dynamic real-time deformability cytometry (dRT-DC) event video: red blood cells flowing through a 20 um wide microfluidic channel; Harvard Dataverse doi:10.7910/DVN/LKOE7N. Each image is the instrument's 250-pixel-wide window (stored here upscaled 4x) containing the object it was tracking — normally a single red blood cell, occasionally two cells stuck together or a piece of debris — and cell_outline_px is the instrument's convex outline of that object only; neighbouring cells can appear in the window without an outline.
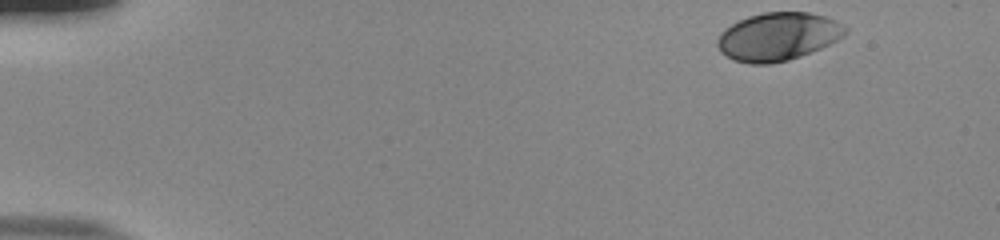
{"species": "human", "species_latin": "Homo sapiens", "temperature_condition": "room temperature", "stored_images_in_passage": 50, "camera_frame_rate_fps": 3000, "um_per_image_px": 0.085, "donor": {"sex": "male"}, "frame": {"image": 1, "passage_image": 1, "time_ms": 0.0, "image_size_px": [1000, 240], "cell_outline_px": [[848, 32], [844, 36], [820, 48], [800, 56], [788, 60], [768, 64], [748, 64], [732, 60], [720, 52], [716, 44], [716, 40], [720, 32], [724, 28], [748, 16], [764, 12], [808, 12], [824, 16], [836, 20], [844, 24], [848, 28]], "centroid_in_image_um": [66.1, 3.11], "position_along_channel_um": 18.9, "area_um2": 36.07}}
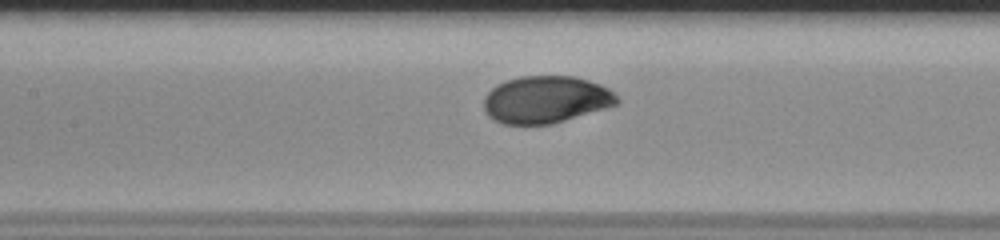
{"frame": {"image": 2, "passage_image": 22, "time_ms": 7.0, "image_size_px": [1000, 240], "cell_outline_px": [[620, 104], [552, 124], [504, 124], [492, 120], [484, 112], [484, 96], [496, 84], [520, 76], [572, 76], [588, 80], [600, 84], [608, 88], [620, 100]], "centroid_in_image_um": [46.39, 8.47], "position_along_channel_um": 161.0, "area_um2": 36.82}}
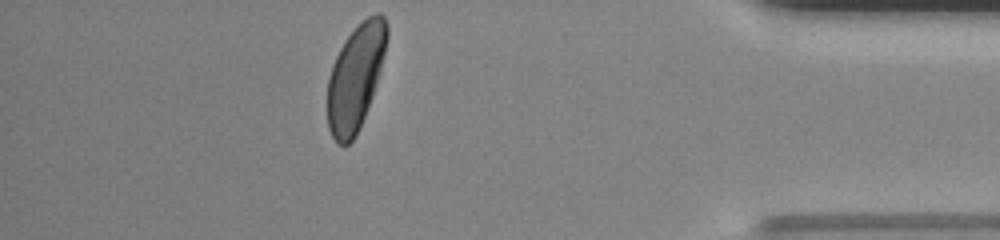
{"frame": {"image": 3, "passage_image": 44, "time_ms": 14.333, "image_size_px": [1000, 240], "cell_outline_px": [[388, 36], [380, 68], [372, 96], [356, 136], [348, 144], [336, 144], [328, 128], [328, 76], [332, 64], [344, 40], [368, 16], [376, 12], [380, 12], [384, 16], [388, 24]], "centroid_in_image_um": [30.21, 6.56], "position_along_channel_um": 405.0, "area_um2": 36.07}, "authors_computed_cell_mechanics": {"area_um2": 36.5585, "velocity_mm_per_s": 3.8186, "shape_relaxation_time_tau1_ms": 2.545, "shape_relaxation_time_tau2_ms": null, "deformation_change_tau1": 0.1298, "deformation_change_tau2": null}}